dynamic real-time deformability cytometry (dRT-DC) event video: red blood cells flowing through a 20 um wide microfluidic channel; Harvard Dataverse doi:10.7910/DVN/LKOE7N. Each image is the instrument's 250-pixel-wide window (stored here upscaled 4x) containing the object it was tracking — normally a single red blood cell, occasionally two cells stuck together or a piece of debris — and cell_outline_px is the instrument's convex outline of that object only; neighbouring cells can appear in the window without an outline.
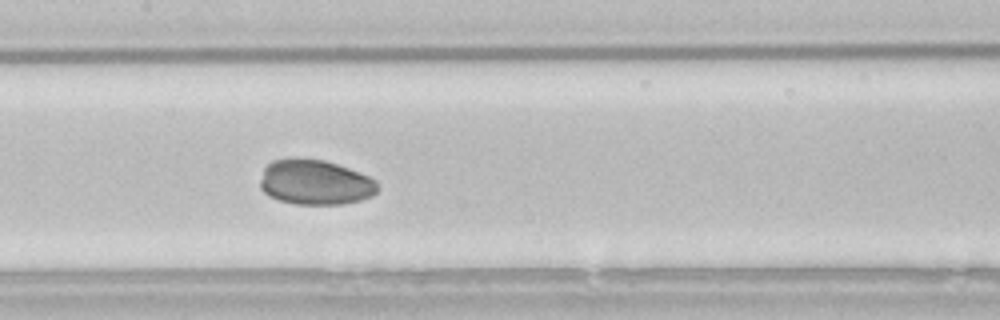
{"species": "common noctule bat (a hibernating species)", "species_latin": "Nyctalus noctula", "temperature_condition": "room temperature", "stored_images_in_passage": 40, "camera_frame_rate_fps": 3000, "um_per_image_px": 0.085, "animal": {"sex": "male", "body_mass_g": 21.5, "forearm_length_mm": 52.0}, "frame": {"image": 1, "passage_image": 12, "time_ms": 3.667, "image_size_px": [1000, 320], "cell_outline_px": [[380, 188], [372, 196], [360, 200], [344, 204], [296, 204], [280, 200], [268, 196], [260, 188], [260, 180], [264, 168], [272, 160], [288, 156], [296, 156], [324, 160], [348, 168], [368, 176], [376, 180]], "centroid_in_image_um": [26.76, 15.47], "position_along_channel_um": 180.6, "area_um2": 31.33}}